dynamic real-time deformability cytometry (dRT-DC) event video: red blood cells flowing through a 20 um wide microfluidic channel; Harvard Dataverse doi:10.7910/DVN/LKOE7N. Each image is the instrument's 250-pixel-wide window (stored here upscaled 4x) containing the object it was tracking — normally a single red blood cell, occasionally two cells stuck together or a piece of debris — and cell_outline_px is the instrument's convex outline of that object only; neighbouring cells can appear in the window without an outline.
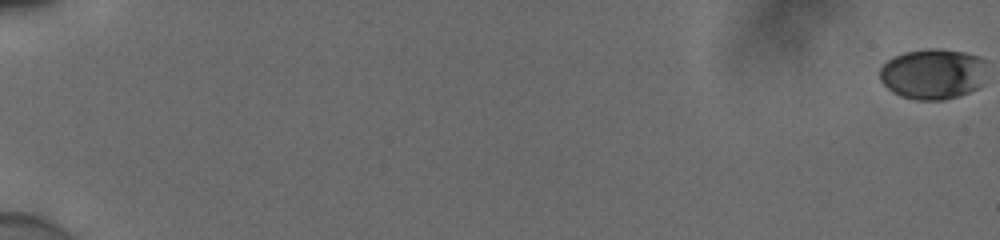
{"species": "human", "species_latin": "Homo sapiens", "temperature_condition": "cold", "stored_images_in_passage": 6, "camera_frame_rate_fps": 3000, "um_per_image_px": 0.085, "donor": {"sex": "male"}, "frame": {"image": 1, "passage_image": 1, "time_ms": 0.0, "image_size_px": [1000, 240], "cell_outline_px": [[984, 84], [968, 92], [944, 100], [916, 100], [900, 96], [892, 92], [880, 80], [880, 68], [892, 56], [904, 52], [928, 48], [940, 48], [964, 52], [980, 56], [984, 60]], "centroid_in_image_um": [79.29, 6.27], "position_along_channel_um": 5.7, "area_um2": 31.79}}